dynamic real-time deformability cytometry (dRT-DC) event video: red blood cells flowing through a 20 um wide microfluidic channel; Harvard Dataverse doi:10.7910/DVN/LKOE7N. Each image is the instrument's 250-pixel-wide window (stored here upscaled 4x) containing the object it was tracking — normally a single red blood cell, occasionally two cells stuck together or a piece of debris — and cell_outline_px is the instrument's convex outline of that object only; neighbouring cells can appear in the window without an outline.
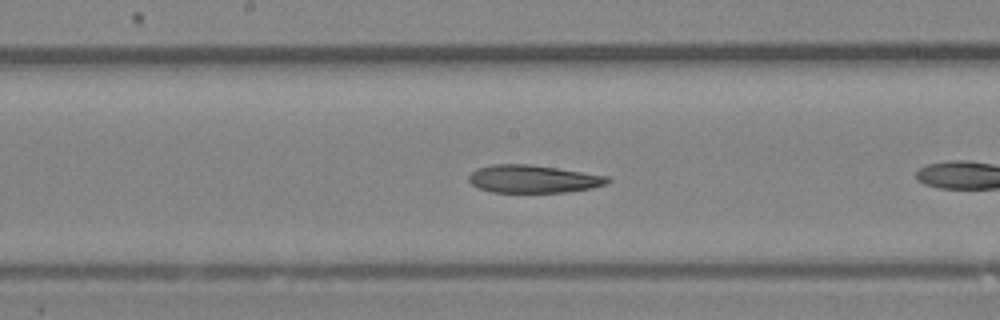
{"species": "Egyptian fruit bat (a non-hibernating species)", "species_latin": "Rousettus aegyptiacus", "temperature_condition": "room temperature", "stored_images_in_passage": 12, "camera_frame_rate_fps": 3000, "um_per_image_px": 0.085, "animal": {"sex": "female"}, "frame": {"image": 1, "passage_image": 9, "time_ms": 2.667, "image_size_px": [1000, 320], "cell_outline_px": [[612, 180], [608, 184], [592, 188], [564, 192], [492, 192], [480, 188], [472, 184], [468, 180], [468, 176], [476, 168], [492, 164], [528, 164], [556, 168], [608, 176]], "centroid_in_image_um": [45.32, 15.21], "position_along_channel_um": 202.9, "area_um2": 22.43}}